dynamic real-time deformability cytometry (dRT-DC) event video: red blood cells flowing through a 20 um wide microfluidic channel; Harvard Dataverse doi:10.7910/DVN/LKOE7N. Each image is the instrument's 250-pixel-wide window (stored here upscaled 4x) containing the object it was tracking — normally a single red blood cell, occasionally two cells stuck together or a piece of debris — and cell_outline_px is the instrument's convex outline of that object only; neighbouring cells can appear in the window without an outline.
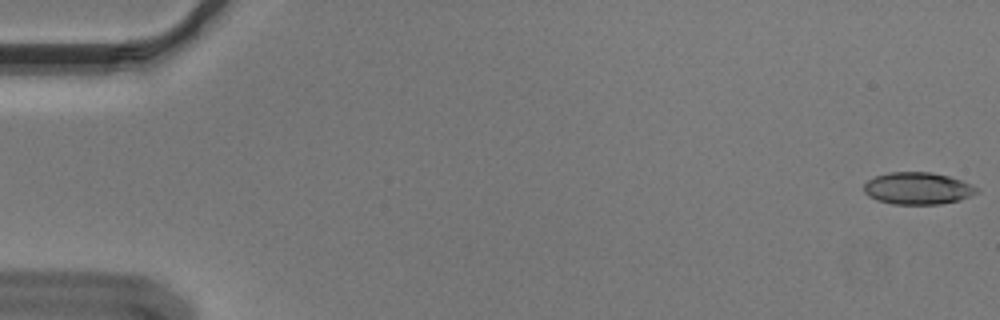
{"species": "Egyptian fruit bat (a non-hibernating species)", "species_latin": "Rousettus aegyptiacus", "temperature_condition": "cold", "stored_images_in_passage": 55, "segment_of_instrument_passage": [1, 2], "camera_frame_rate_fps": 3000, "um_per_image_px": 0.085, "animal": {"sex": "male"}, "frame": {"image": 1, "passage_image": 1, "time_ms": 0.0, "image_size_px": [1000, 320], "cell_outline_px": [[980, 192], [972, 196], [960, 200], [940, 204], [892, 204], [876, 200], [868, 196], [864, 192], [864, 184], [868, 180], [876, 176], [888, 172], [932, 172], [948, 176], [972, 184], [980, 188]], "centroid_in_image_um": [78.04, 16.01], "position_along_channel_um": 7.0, "area_um2": 21.33}}
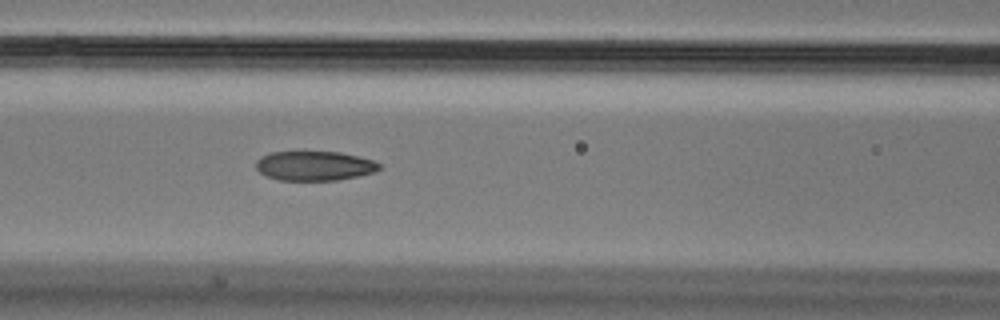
{"frame": {"image": 2, "passage_image": 24, "time_ms": 7.667, "image_size_px": [1000, 320], "cell_outline_px": [[380, 168], [372, 172], [360, 176], [336, 180], [280, 180], [268, 176], [260, 172], [256, 168], [256, 160], [260, 156], [272, 152], [340, 152], [372, 160], [380, 164]], "centroid_in_image_um": [26.7, 14.09], "position_along_channel_um": 139.9, "area_um2": 20.98}}
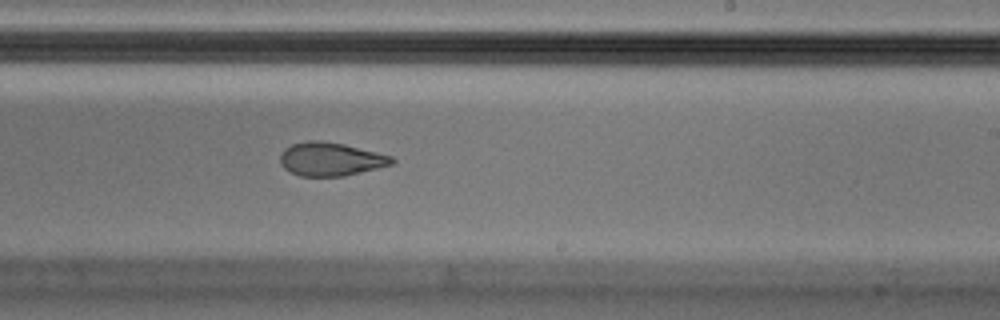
{"frame": {"image": 3, "passage_image": 34, "time_ms": 11.0, "image_size_px": [1000, 320], "cell_outline_px": [[396, 160], [392, 164], [344, 176], [300, 176], [284, 168], [280, 164], [280, 156], [284, 148], [292, 144], [308, 140], [320, 140], [344, 144], [392, 156]], "centroid_in_image_um": [28.08, 13.52], "position_along_channel_um": 260.9, "area_um2": 21.68}}